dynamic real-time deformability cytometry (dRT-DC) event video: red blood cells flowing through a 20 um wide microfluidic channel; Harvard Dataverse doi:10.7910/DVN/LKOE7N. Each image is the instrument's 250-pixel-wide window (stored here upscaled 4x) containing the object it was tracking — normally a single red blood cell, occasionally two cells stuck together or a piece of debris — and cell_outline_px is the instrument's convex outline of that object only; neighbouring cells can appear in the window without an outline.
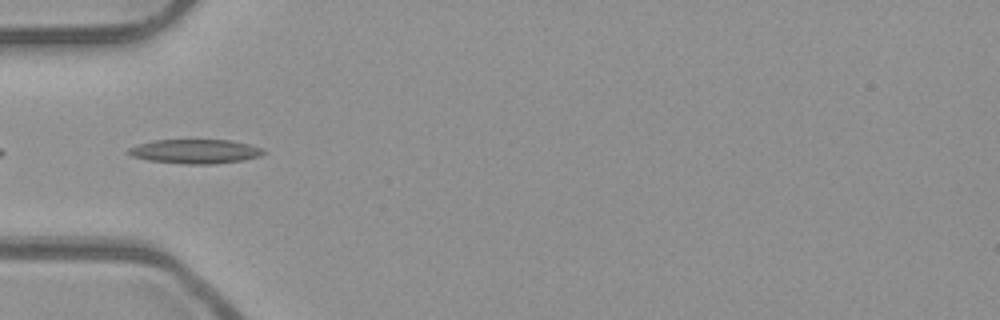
{"species": "common noctule bat (a hibernating species)", "species_latin": "Nyctalus noctula", "temperature_condition": "room temperature", "stored_images_in_passage": 46, "camera_frame_rate_fps": 3000, "um_per_image_px": 0.085, "animal": {"sex": "male", "body_mass_g": 23.1, "forearm_length_mm": 52.7}, "frame": {"image": 1, "passage_image": 11, "time_ms": 3.333, "image_size_px": [1000, 320], "cell_outline_px": [[268, 152], [260, 156], [240, 160], [212, 164], [184, 164], [148, 160], [132, 156], [124, 152], [128, 148], [152, 140], [232, 140], [264, 148]], "centroid_in_image_um": [16.59, 12.86], "position_along_channel_um": 68.4, "area_um2": 19.13}}
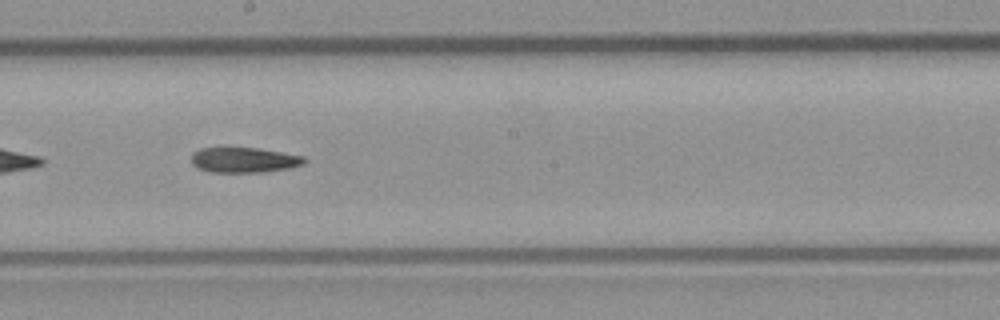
{"frame": {"image": 2, "passage_image": 23, "time_ms": 7.333, "image_size_px": [1000, 320], "cell_outline_px": [[308, 160], [304, 164], [288, 168], [264, 172], [208, 172], [196, 168], [192, 164], [192, 152], [200, 148], [256, 148], [304, 156]], "centroid_in_image_um": [20.72, 13.6], "position_along_channel_um": 227.5, "area_um2": 16.65}}
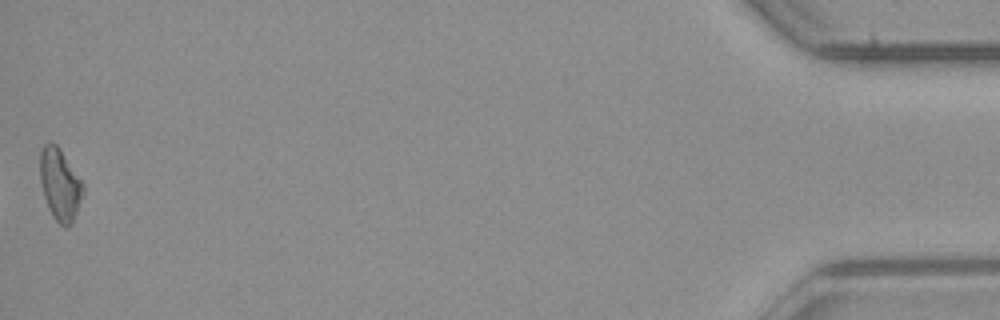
{"frame": {"image": 3, "passage_image": 46, "time_ms": 15.0, "image_size_px": [1000, 320], "cell_outline_px": [[84, 192], [76, 212], [72, 220], [64, 228], [52, 216], [48, 208], [44, 196], [40, 180], [40, 152], [44, 144], [56, 144], [60, 148], [84, 184]], "centroid_in_image_um": [5.09, 15.66], "position_along_channel_um": 430.1, "area_um2": 17.74}}